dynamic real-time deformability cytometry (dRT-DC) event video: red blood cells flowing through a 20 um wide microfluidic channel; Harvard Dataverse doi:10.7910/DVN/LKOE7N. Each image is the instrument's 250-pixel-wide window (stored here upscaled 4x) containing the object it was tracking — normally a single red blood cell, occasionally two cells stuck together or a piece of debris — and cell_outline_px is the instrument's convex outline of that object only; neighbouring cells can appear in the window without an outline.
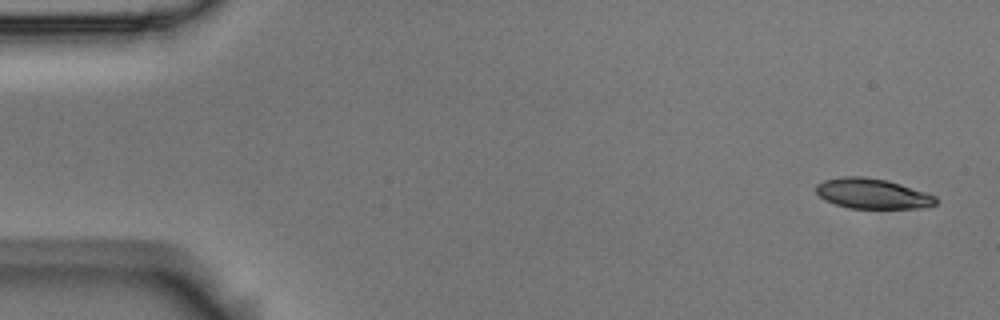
{"species": "Egyptian fruit bat (a non-hibernating species)", "species_latin": "Rousettus aegyptiacus", "temperature_condition": "room temperature", "stored_images_in_passage": 54, "camera_frame_rate_fps": 3000, "um_per_image_px": 0.085, "animal": {"sex": "male"}, "frame": {"image": 1, "passage_image": 1, "time_ms": 0.0, "image_size_px": [1000, 320], "cell_outline_px": [[936, 204], [928, 208], [848, 208], [824, 200], [816, 192], [816, 184], [824, 180], [844, 176], [864, 176], [888, 180], [936, 196]], "centroid_in_image_um": [74.15, 16.46], "position_along_channel_um": 10.9, "area_um2": 21.1}}
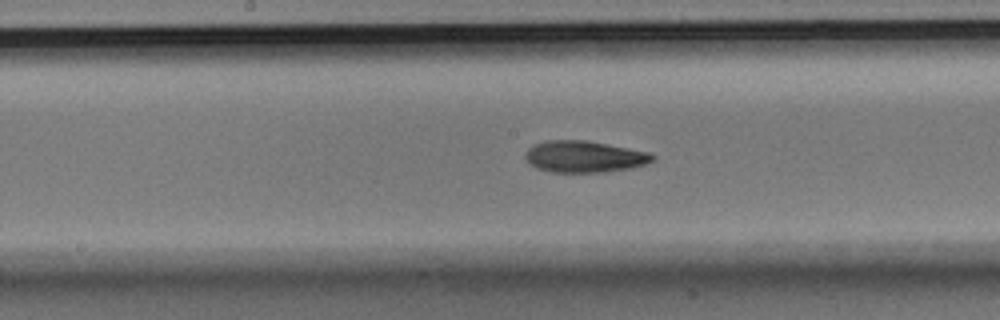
{"frame": {"image": 2, "passage_image": 27, "time_ms": 8.667, "image_size_px": [1000, 320], "cell_outline_px": [[656, 160], [644, 164], [628, 168], [604, 172], [552, 172], [536, 168], [524, 156], [524, 152], [528, 148], [536, 144], [548, 140], [588, 140], [648, 152], [656, 156]], "centroid_in_image_um": [49.67, 13.31], "position_along_channel_um": 198.5, "area_um2": 23.29}}
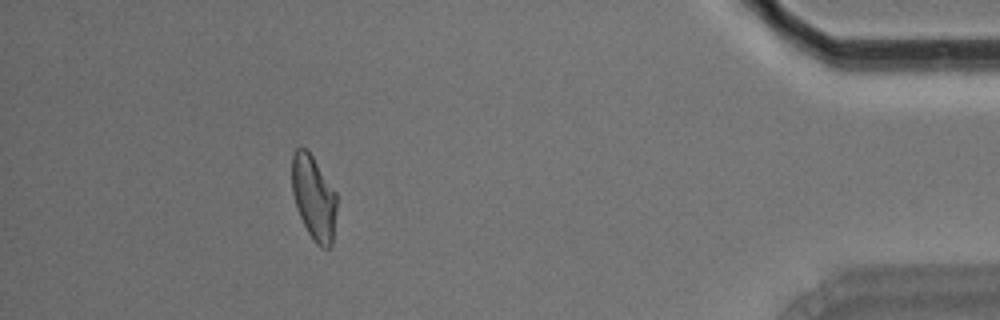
{"frame": {"image": 3, "passage_image": 49, "time_ms": 16.0, "image_size_px": [1000, 320], "cell_outline_px": [[336, 208], [332, 244], [328, 248], [324, 248], [316, 244], [308, 232], [300, 216], [292, 192], [292, 156], [296, 148], [308, 148], [336, 192]], "centroid_in_image_um": [26.67, 16.77], "position_along_channel_um": 408.5, "area_um2": 21.91}, "authors_computed_cell_mechanics": {"area_um2": 22.7154, "velocity_mm_per_s": 3.5892, "shape_relaxation_time_tau1_ms": 6.1369, "shape_relaxation_time_tau2_ms": 5.571, "deformation_change_tau1": 0.1709, "deformation_change_tau2": 0.1357}}